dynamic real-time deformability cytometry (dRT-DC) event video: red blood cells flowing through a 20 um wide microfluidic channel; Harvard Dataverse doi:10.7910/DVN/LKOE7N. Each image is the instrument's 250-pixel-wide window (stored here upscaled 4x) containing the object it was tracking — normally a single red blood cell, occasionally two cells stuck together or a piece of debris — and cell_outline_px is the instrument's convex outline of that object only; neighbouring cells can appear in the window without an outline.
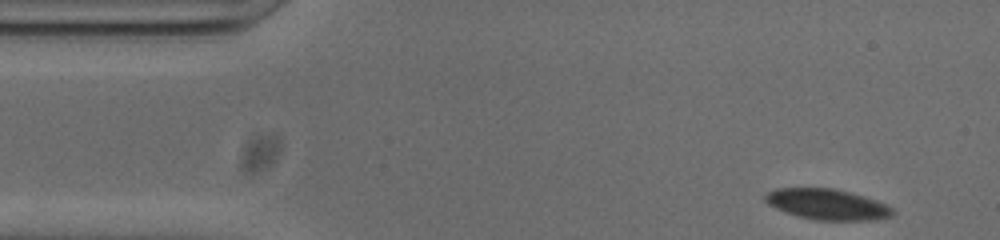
{"species": "common noctule bat (a hibernating species)", "species_latin": "Nyctalus noctula", "temperature_condition": "cold", "stored_images_in_passage": 50, "camera_frame_rate_fps": 3000, "um_per_image_px": 0.085, "animal": {"sex": "male", "body_mass_g": 20.0, "forearm_length_mm": 53.3}, "frame": {"image": 1, "passage_image": 1, "time_ms": 0.0, "image_size_px": [1000, 240], "cell_outline_px": [[896, 212], [892, 216], [872, 220], [816, 220], [800, 216], [776, 208], [768, 204], [764, 200], [764, 196], [768, 192], [776, 188], [832, 188], [848, 192], [884, 204], [892, 208]], "centroid_in_image_um": [70.29, 17.37], "position_along_channel_um": 14.7, "area_um2": 22.31}}
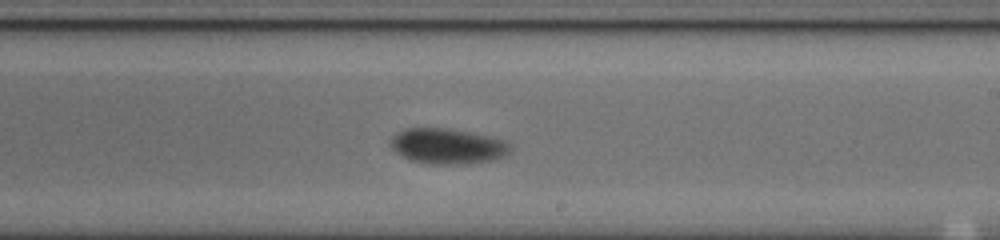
{"frame": {"image": 2, "passage_image": 27, "time_ms": 8.667, "image_size_px": [1000, 240], "cell_outline_px": [[508, 152], [504, 156], [496, 160], [464, 164], [432, 164], [412, 160], [396, 152], [392, 148], [392, 136], [396, 132], [404, 128], [448, 128], [488, 136], [504, 140], [508, 144]], "centroid_in_image_um": [38.03, 12.42], "position_along_channel_um": 251.0, "area_um2": 24.45}}
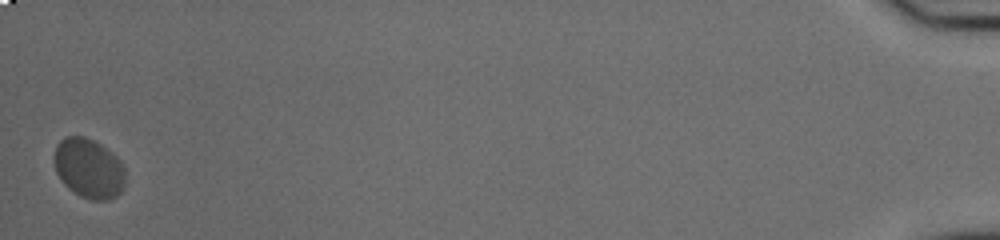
{"frame": {"image": 3, "passage_image": 50, "time_ms": 16.333, "image_size_px": [1000, 240], "cell_outline_px": [[124, 184], [120, 192], [116, 196], [108, 200], [92, 200], [80, 196], [68, 188], [64, 184], [56, 172], [56, 144], [60, 140], [68, 136], [84, 136], [100, 144], [116, 156], [120, 160], [124, 168]], "centroid_in_image_um": [7.56, 14.32], "position_along_channel_um": 427.6, "area_um2": 24.45}, "authors_computed_cell_mechanics": {"area_um2": 23.409, "velocity_mm_per_s": 3.7096, "shape_relaxation_time_tau1_ms": 2.1885, "shape_relaxation_time_tau2_ms": null, "deformation_change_tau1": 0.0702, "deformation_change_tau2": null}}